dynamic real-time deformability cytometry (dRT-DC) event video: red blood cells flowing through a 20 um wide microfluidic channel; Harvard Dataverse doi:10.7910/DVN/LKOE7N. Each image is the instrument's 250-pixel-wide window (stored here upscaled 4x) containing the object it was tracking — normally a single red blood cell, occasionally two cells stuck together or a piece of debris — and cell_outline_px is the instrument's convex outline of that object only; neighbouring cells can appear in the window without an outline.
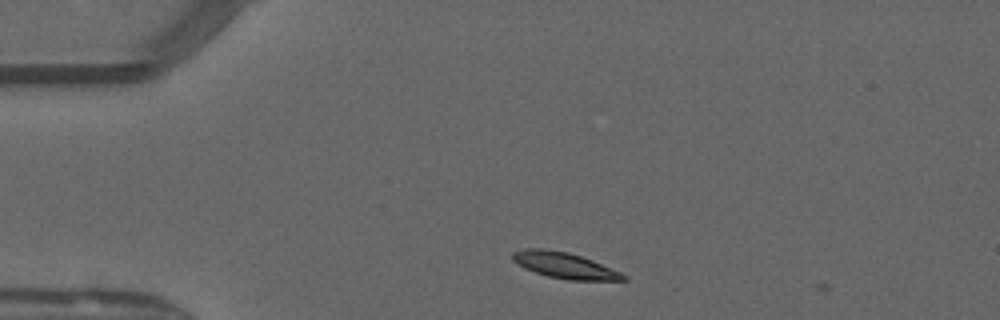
{"species": "common noctule bat (a hibernating species)", "species_latin": "Nyctalus noctula", "temperature_condition": "warm", "stored_images_in_passage": 4, "camera_frame_rate_fps": 3000, "um_per_image_px": 0.085, "animal": {"sex": "male", "forearm_length_mm": 52.5}, "frame": {"image": 1, "passage_image": 3, "time_ms": 0.667, "image_size_px": [1000, 320], "cell_outline_px": [[628, 280], [568, 280], [548, 276], [524, 268], [516, 264], [512, 260], [512, 252], [528, 248], [544, 248], [568, 252], [592, 260], [620, 272], [628, 276]], "centroid_in_image_um": [47.97, 22.55], "position_along_channel_um": 37.0, "area_um2": 16.7}}